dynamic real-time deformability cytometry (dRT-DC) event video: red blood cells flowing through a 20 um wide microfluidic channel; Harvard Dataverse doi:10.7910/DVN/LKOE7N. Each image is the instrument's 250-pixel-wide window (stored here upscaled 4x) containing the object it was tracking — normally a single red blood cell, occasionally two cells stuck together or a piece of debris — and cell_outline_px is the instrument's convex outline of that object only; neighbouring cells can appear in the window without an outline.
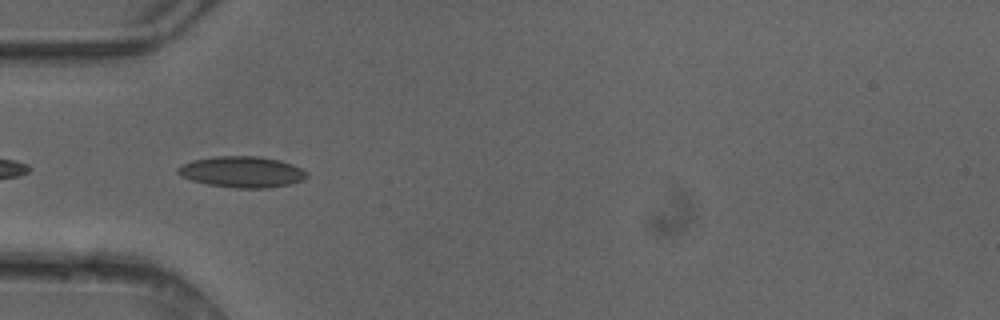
{"species": "common noctule bat (a hibernating species)", "species_latin": "Nyctalus noctula", "temperature_condition": "cold", "stored_images_in_passage": 7, "camera_frame_rate_fps": 3000, "um_per_image_px": 0.085, "animal": {"sex": "female"}, "frame": {"image": 1, "passage_image": 5, "time_ms": 1.333, "image_size_px": [1000, 320], "cell_outline_px": [[308, 176], [304, 180], [288, 184], [268, 188], [236, 188], [208, 184], [192, 180], [180, 176], [176, 172], [176, 168], [180, 164], [192, 160], [212, 156], [260, 156], [280, 160], [292, 164], [308, 172]], "centroid_in_image_um": [20.55, 14.6], "position_along_channel_um": 64.5, "area_um2": 23.58}}
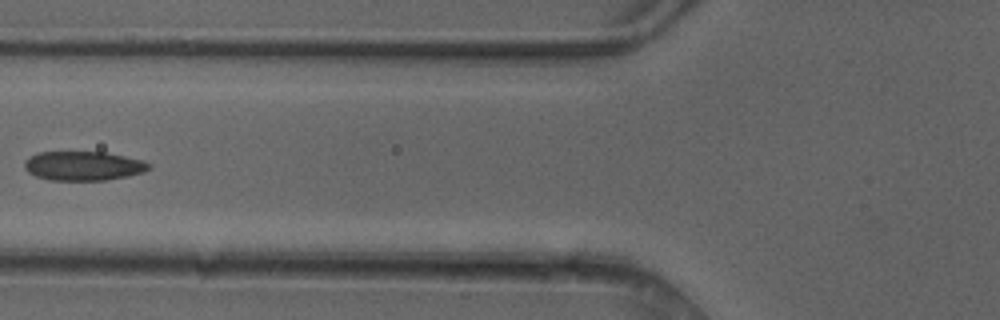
{"frame": {"image": 2, "passage_image": 6, "time_ms": 1.667, "image_size_px": [1000, 320], "cell_outline_px": [[152, 168], [144, 172], [128, 176], [104, 180], [52, 180], [36, 176], [28, 172], [24, 168], [24, 160], [36, 152], [104, 152], [144, 160], [152, 164]], "centroid_in_image_um": [7.1, 14.09], "position_along_channel_um": 118.7, "area_um2": 21.33}}
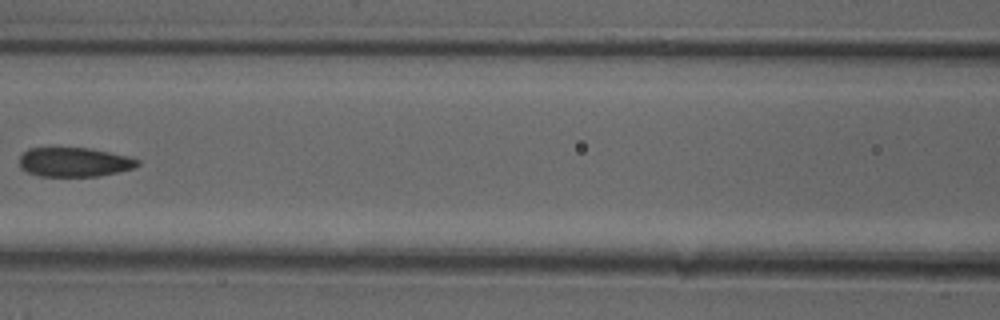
{"frame": {"image": 3, "passage_image": 7, "time_ms": 2.0, "image_size_px": [1000, 320], "cell_outline_px": [[140, 164], [132, 168], [116, 172], [96, 176], [40, 176], [28, 172], [20, 168], [20, 156], [28, 148], [88, 148], [128, 156], [140, 160]], "centroid_in_image_um": [6.3, 13.77], "position_along_channel_um": 160.3, "area_um2": 19.94}}